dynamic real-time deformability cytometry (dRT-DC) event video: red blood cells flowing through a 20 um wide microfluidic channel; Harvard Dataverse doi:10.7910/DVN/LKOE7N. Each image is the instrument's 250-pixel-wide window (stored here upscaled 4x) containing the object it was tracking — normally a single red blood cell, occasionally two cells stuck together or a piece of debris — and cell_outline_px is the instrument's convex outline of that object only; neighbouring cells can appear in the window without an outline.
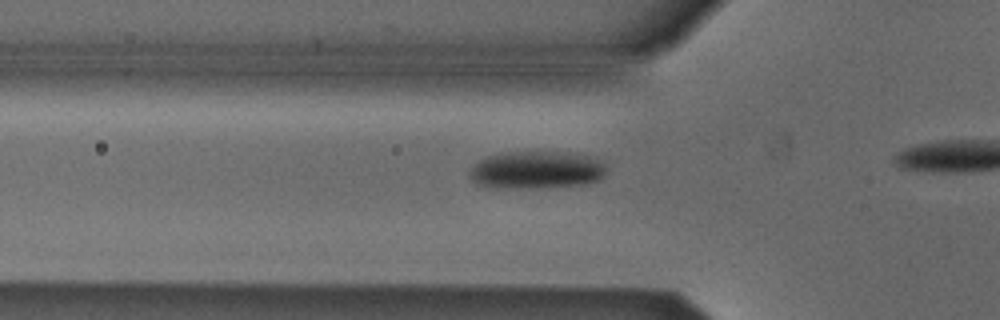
{"species": "Egyptian fruit bat (a non-hibernating species)", "species_latin": "Rousettus aegyptiacus", "temperature_condition": "cold", "stored_images_in_passage": 15, "camera_frame_rate_fps": 3000, "um_per_image_px": 0.085, "animal": {"sex": "male"}, "frame": {"image": 1, "passage_image": 3, "time_ms": 0.667, "image_size_px": [1000, 320], "cell_outline_px": [[604, 176], [600, 180], [584, 184], [532, 188], [496, 188], [476, 184], [468, 176], [468, 172], [484, 156], [508, 152], [568, 152], [588, 156], [604, 164]], "centroid_in_image_um": [45.55, 14.45], "position_along_channel_um": 80.3, "area_um2": 29.94}}
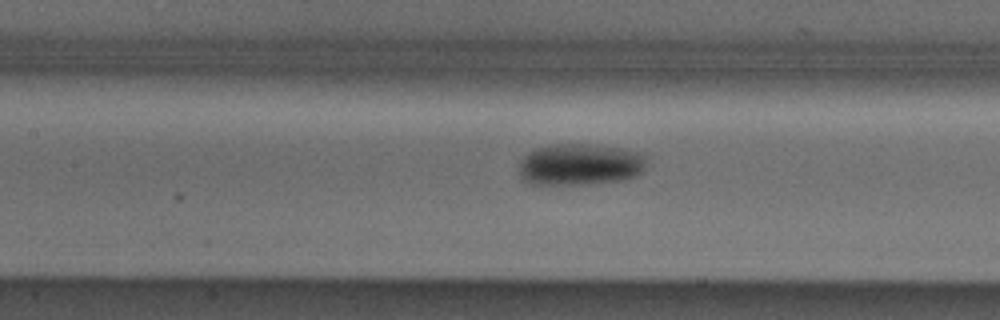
{"frame": {"image": 2, "passage_image": 9, "time_ms": 2.667, "image_size_px": [1000, 320], "cell_outline_px": [[648, 160], [644, 172], [636, 176], [624, 180], [588, 184], [532, 184], [524, 180], [520, 176], [520, 164], [524, 156], [532, 148], [552, 144], [592, 144], [620, 148], [640, 152], [648, 156]], "centroid_in_image_um": [49.36, 13.97], "position_along_channel_um": 158.0, "area_um2": 31.5}}
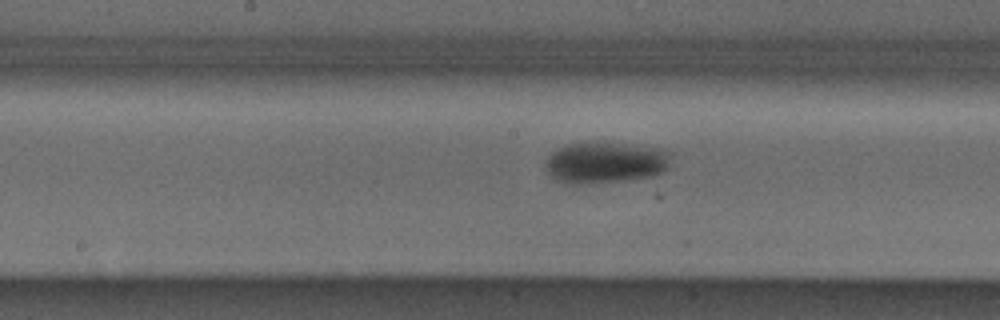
{"frame": {"image": 3, "passage_image": 12, "time_ms": 3.667, "image_size_px": [1000, 320], "cell_outline_px": [[672, 152], [668, 164], [660, 172], [652, 176], [628, 180], [592, 184], [568, 184], [556, 180], [548, 172], [544, 164], [548, 156], [552, 152], [568, 144], [620, 144], [656, 148]], "centroid_in_image_um": [51.42, 13.86], "position_along_channel_um": 196.8, "area_um2": 29.65}}